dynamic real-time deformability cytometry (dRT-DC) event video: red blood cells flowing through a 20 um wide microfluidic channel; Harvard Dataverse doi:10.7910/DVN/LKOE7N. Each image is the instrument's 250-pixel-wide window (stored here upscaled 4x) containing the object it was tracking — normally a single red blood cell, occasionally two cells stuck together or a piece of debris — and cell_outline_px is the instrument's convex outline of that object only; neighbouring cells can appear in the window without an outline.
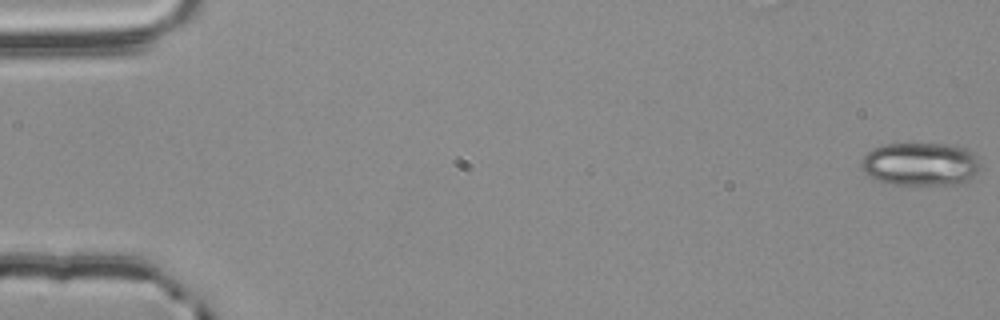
{"species": "common noctule bat (a hibernating species)", "species_latin": "Nyctalus noctula", "temperature_condition": "room temperature", "stored_images_in_passage": 56, "camera_frame_rate_fps": 3000, "um_per_image_px": 0.085, "animal": {"sex": "male", "body_mass_g": 20.4}, "frame": {"image": 1, "passage_image": 1, "time_ms": 0.0, "image_size_px": [1000, 320], "cell_outline_px": [[980, 168], [976, 176], [968, 180], [956, 184], [892, 184], [868, 176], [864, 172], [860, 164], [860, 160], [872, 148], [884, 144], [956, 144], [968, 148], [980, 160]], "centroid_in_image_um": [78.28, 13.93], "position_along_channel_um": 6.7, "area_um2": 30.29}}
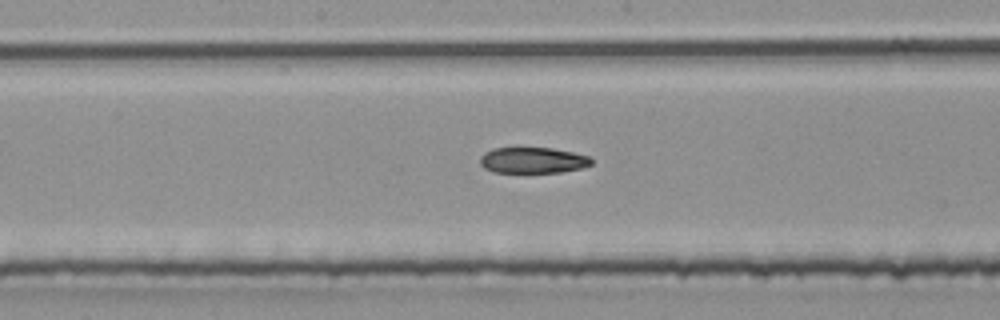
{"frame": {"image": 2, "passage_image": 30, "time_ms": 9.667, "image_size_px": [1000, 320], "cell_outline_px": [[592, 164], [580, 168], [560, 172], [492, 172], [484, 168], [480, 164], [480, 156], [484, 152], [492, 148], [552, 148], [572, 152], [588, 156], [592, 160]], "centroid_in_image_um": [45.24, 13.62], "position_along_channel_um": 203.0, "area_um2": 16.76}}
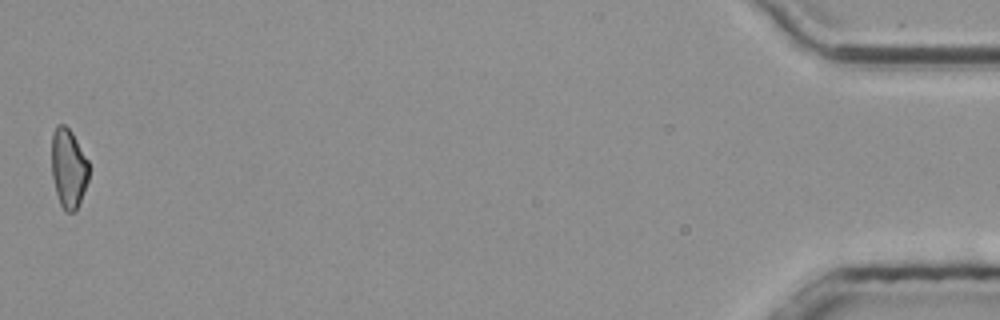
{"frame": {"image": 3, "passage_image": 56, "time_ms": 18.333, "image_size_px": [1000, 320], "cell_outline_px": [[88, 180], [84, 192], [76, 212], [64, 212], [60, 204], [56, 192], [52, 176], [52, 132], [56, 124], [64, 124], [72, 132], [88, 160]], "centroid_in_image_um": [5.82, 14.31], "position_along_channel_um": 429.4, "area_um2": 17.34}, "authors_computed_cell_mechanics": {"area_um2": 18.4671, "velocity_mm_per_s": 3.7871, "shape_relaxation_time_tau1_ms": 4.1503, "shape_relaxation_time_tau2_ms": null, "deformation_change_tau1": 0.1481, "deformation_change_tau2": null}}